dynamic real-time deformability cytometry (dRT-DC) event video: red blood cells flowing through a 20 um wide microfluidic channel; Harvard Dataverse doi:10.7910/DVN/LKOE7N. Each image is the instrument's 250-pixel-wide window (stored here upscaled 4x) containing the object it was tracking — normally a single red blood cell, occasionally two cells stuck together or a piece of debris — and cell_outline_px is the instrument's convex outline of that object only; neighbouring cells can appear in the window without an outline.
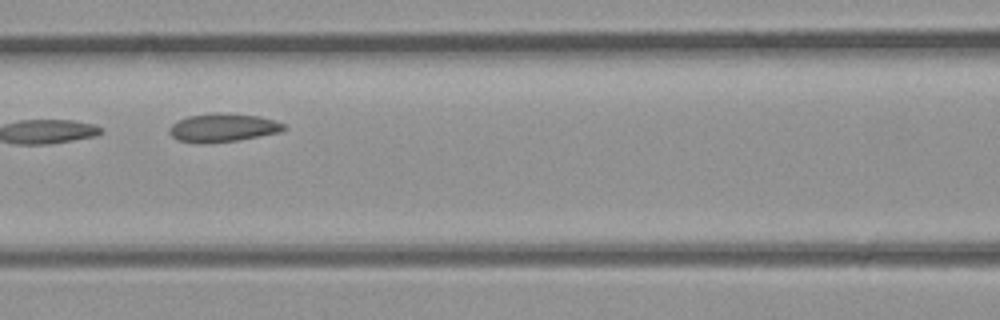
{"species": "common noctule bat (a hibernating species)", "species_latin": "Nyctalus noctula", "temperature_condition": "room temperature", "stored_images_in_passage": 3, "camera_frame_rate_fps": 3000, "um_per_image_px": 0.085, "animal": {"sex": "male", "body_mass_g": 23.1, "forearm_length_mm": 52.7}, "frame": {"image": 1, "passage_image": 3, "time_ms": 0.667, "image_size_px": [1000, 320], "cell_outline_px": [[288, 128], [280, 132], [236, 140], [204, 144], [196, 144], [176, 140], [168, 132], [168, 128], [172, 124], [188, 116], [216, 112], [260, 116], [284, 124]], "centroid_in_image_um": [18.9, 10.86], "position_along_channel_um": 147.7, "area_um2": 19.02}}